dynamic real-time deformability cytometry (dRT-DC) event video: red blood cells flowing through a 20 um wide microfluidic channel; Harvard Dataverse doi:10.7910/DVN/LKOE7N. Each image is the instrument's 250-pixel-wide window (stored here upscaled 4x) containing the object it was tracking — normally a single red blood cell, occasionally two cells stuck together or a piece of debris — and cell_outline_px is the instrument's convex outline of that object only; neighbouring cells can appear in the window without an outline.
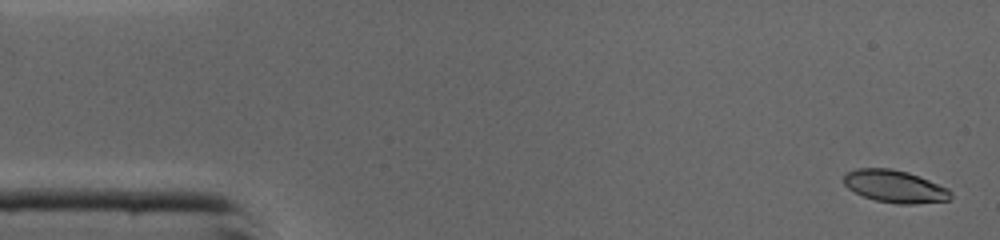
{"species": "common noctule bat (a hibernating species)", "species_latin": "Nyctalus noctula", "temperature_condition": "cold", "stored_images_in_passage": 46, "camera_frame_rate_fps": 3000, "um_per_image_px": 0.085, "animal": {"sex": "male", "body_mass_g": 19.0, "forearm_length_mm": 50.8}, "frame": {"image": 1, "passage_image": 2, "time_ms": 0.333, "image_size_px": [1000, 240], "cell_outline_px": [[952, 196], [948, 200], [916, 204], [896, 204], [876, 200], [864, 196], [848, 188], [844, 184], [844, 172], [856, 168], [892, 168], [908, 172], [948, 188], [952, 192]], "centroid_in_image_um": [76.05, 15.83], "position_along_channel_um": 8.9, "area_um2": 20.23}}
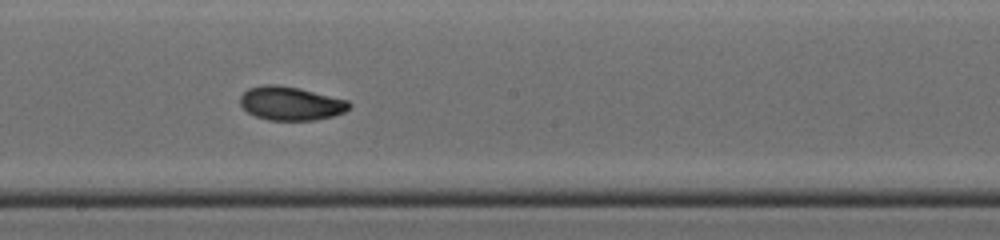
{"frame": {"image": 2, "passage_image": 25, "time_ms": 8.0, "image_size_px": [1000, 240], "cell_outline_px": [[352, 104], [344, 112], [332, 116], [312, 120], [268, 120], [256, 116], [248, 112], [240, 104], [240, 96], [248, 88], [268, 84], [276, 84], [300, 88], [348, 100]], "centroid_in_image_um": [24.71, 8.78], "position_along_channel_um": 223.5, "area_um2": 21.33}}
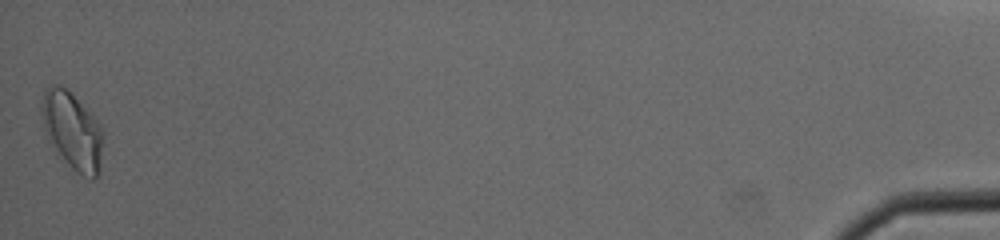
{"frame": {"image": 3, "passage_image": 46, "time_ms": 15.0, "image_size_px": [1000, 240], "cell_outline_px": [[104, 136], [100, 172], [92, 180], [84, 176], [72, 168], [56, 156], [48, 140], [44, 128], [40, 108], [40, 104], [44, 92], [52, 84], [60, 84], [68, 88], [104, 128]], "centroid_in_image_um": [6.15, 11.12], "position_along_channel_um": 429.0, "area_um2": 28.55}, "authors_computed_cell_mechanics": {"area_um2": 20.9814, "velocity_mm_per_s": 4.3586, "shape_relaxation_time_tau1_ms": 4.3578, "shape_relaxation_time_tau2_ms": 1.8816, "deformation_change_tau1": 0.1434, "deformation_change_tau2": 0.0561}}